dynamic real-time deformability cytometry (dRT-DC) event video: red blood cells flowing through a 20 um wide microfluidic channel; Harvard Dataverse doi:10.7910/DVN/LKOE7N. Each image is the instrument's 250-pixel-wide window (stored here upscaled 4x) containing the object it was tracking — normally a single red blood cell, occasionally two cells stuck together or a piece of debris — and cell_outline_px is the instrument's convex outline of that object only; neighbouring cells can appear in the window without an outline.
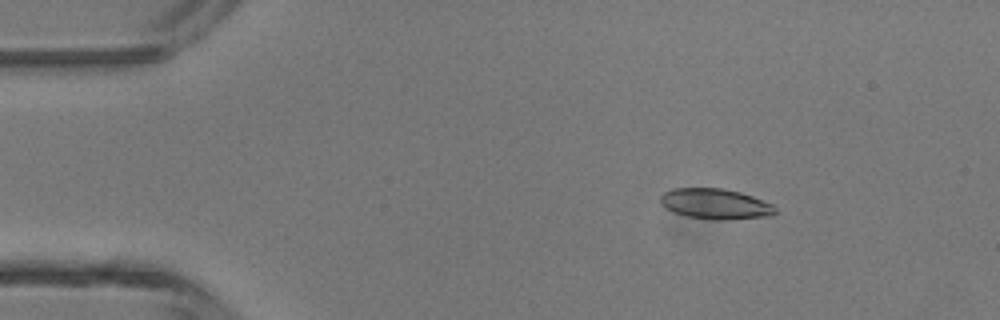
{"species": "common noctule bat (a hibernating species)", "species_latin": "Nyctalus noctula", "temperature_condition": "room temperature", "stored_images_in_passage": 4, "camera_frame_rate_fps": 3000, "um_per_image_px": 0.085, "animal": {"sex": "male", "body_mass_g": 13.3}, "frame": {"image": 1, "passage_image": 2, "time_ms": 0.333, "image_size_px": [1000, 320], "cell_outline_px": [[776, 212], [772, 216], [724, 220], [708, 220], [684, 216], [672, 212], [664, 208], [660, 204], [660, 196], [664, 192], [672, 188], [724, 188], [740, 192], [752, 196], [772, 204], [776, 208]], "centroid_in_image_um": [60.77, 17.34], "position_along_channel_um": 24.2, "area_um2": 20.81}}
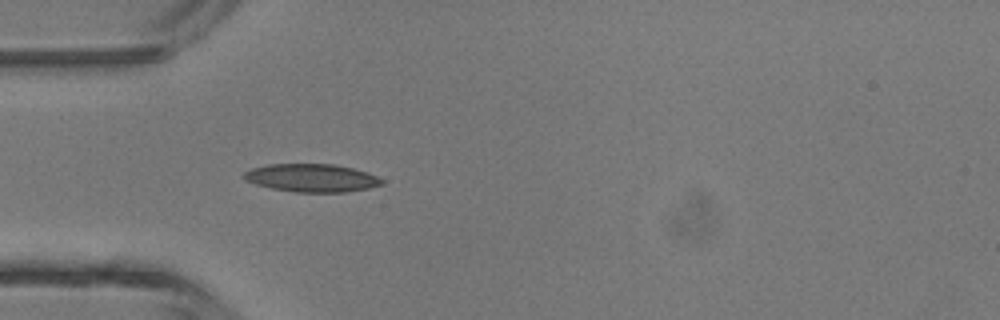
{"frame": {"image": 2, "passage_image": 4, "time_ms": 1.0, "image_size_px": [1000, 320], "cell_outline_px": [[384, 184], [368, 188], [344, 192], [296, 192], [272, 188], [256, 184], [244, 180], [240, 176], [244, 172], [252, 168], [268, 164], [336, 164], [368, 172], [384, 180]], "centroid_in_image_um": [26.48, 15.12], "position_along_channel_um": 58.5, "area_um2": 22.6}}